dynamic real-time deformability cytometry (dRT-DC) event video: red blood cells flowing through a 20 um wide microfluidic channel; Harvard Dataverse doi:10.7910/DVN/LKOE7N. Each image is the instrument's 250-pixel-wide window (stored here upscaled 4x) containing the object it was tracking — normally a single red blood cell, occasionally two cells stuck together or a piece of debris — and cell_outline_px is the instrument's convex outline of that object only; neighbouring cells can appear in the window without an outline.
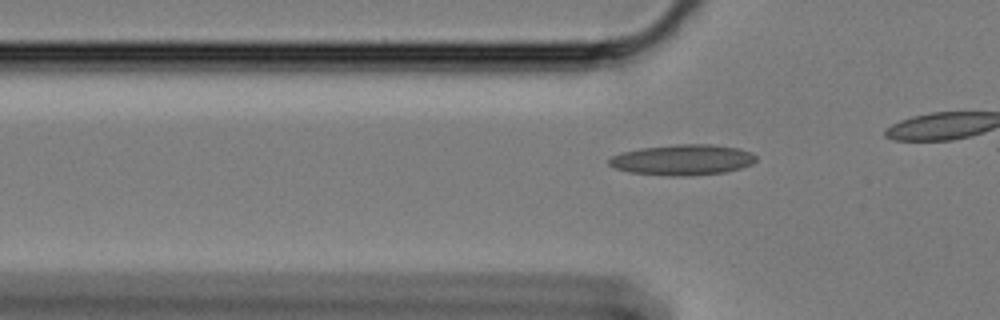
{"species": "Egyptian fruit bat (a non-hibernating species)", "species_latin": "Rousettus aegyptiacus", "temperature_condition": "cold", "stored_images_in_passage": 37, "camera_frame_rate_fps": 3000, "um_per_image_px": 0.085, "animal": {"sex": "female"}, "frame": {"image": 1, "passage_image": 9, "time_ms": 2.667, "image_size_px": [1000, 320], "cell_outline_px": [[756, 160], [752, 164], [740, 168], [724, 172], [692, 176], [668, 176], [628, 172], [616, 168], [608, 164], [608, 160], [612, 156], [620, 152], [640, 148], [676, 144], [712, 144], [740, 148], [752, 152], [756, 156]], "centroid_in_image_um": [58.02, 13.58], "position_along_channel_um": 67.8, "area_um2": 26.53}}
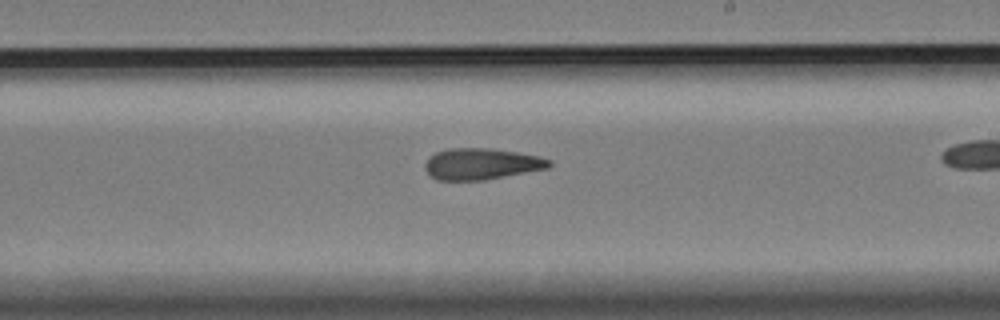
{"frame": {"image": 2, "passage_image": 25, "time_ms": 8.0, "image_size_px": [1000, 320], "cell_outline_px": [[552, 164], [548, 168], [484, 180], [436, 180], [428, 176], [424, 168], [424, 164], [436, 152], [448, 148], [492, 148], [540, 156], [552, 160]], "centroid_in_image_um": [40.91, 13.93], "position_along_channel_um": 248.1, "area_um2": 22.77}}
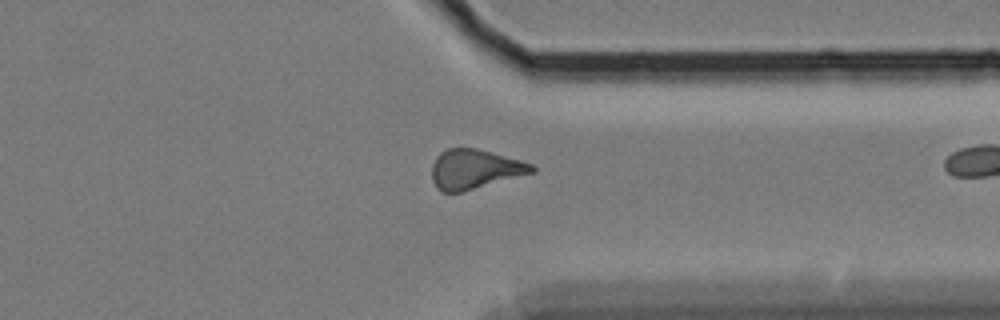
{"frame": {"image": 3, "passage_image": 36, "time_ms": 11.667, "image_size_px": [1000, 320], "cell_outline_px": [[536, 172], [460, 192], [440, 192], [436, 188], [432, 180], [432, 164], [436, 156], [440, 152], [448, 148], [476, 148], [520, 160], [532, 164], [536, 168]], "centroid_in_image_um": [40.33, 14.38], "position_along_channel_um": 371.1, "area_um2": 23.0}}